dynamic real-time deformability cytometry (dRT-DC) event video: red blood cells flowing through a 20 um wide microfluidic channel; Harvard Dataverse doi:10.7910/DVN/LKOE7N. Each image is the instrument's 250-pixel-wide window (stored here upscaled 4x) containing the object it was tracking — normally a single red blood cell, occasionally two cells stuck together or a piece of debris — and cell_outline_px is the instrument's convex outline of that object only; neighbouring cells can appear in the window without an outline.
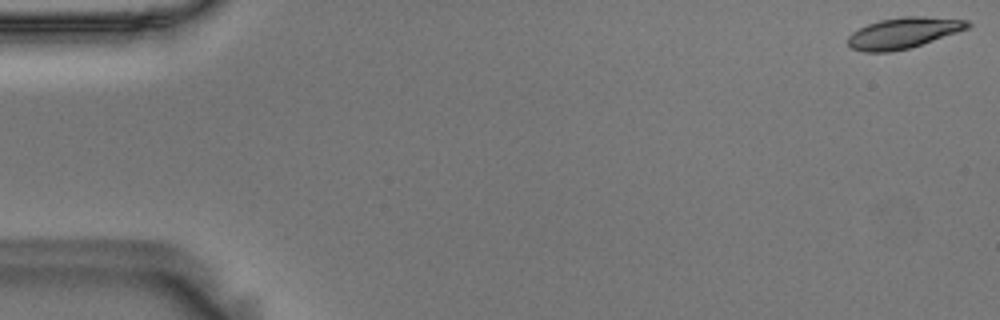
{"species": "Egyptian fruit bat (a non-hibernating species)", "species_latin": "Rousettus aegyptiacus", "temperature_condition": "room temperature", "stored_images_in_passage": 56, "camera_frame_rate_fps": 3000, "um_per_image_px": 0.085, "animal": {"sex": "male"}, "frame": {"image": 1, "passage_image": 1, "time_ms": 0.0, "image_size_px": [1000, 320], "cell_outline_px": [[972, 24], [968, 28], [908, 48], [892, 52], [864, 52], [852, 48], [848, 44], [848, 36], [852, 32], [868, 24], [880, 20], [904, 16], [920, 16], [968, 20]], "centroid_in_image_um": [76.76, 2.79], "position_along_channel_um": 8.2, "area_um2": 21.21}}
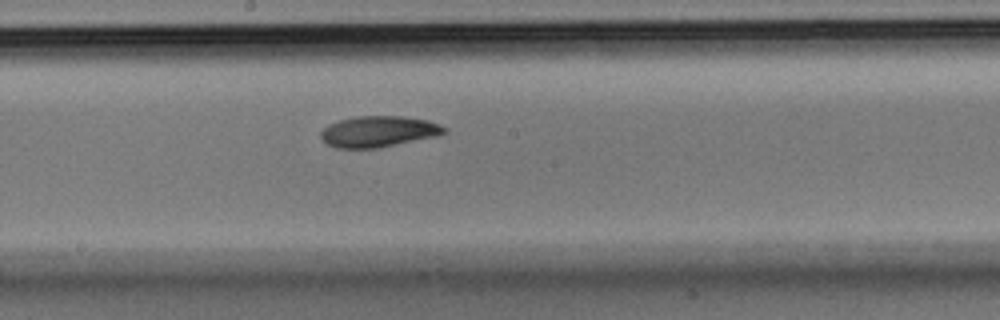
{"frame": {"image": 2, "passage_image": 30, "time_ms": 9.667, "image_size_px": [1000, 320], "cell_outline_px": [[448, 132], [436, 136], [380, 148], [336, 148], [328, 144], [320, 136], [320, 132], [328, 124], [340, 120], [356, 116], [400, 116], [428, 120], [448, 128]], "centroid_in_image_um": [32.19, 11.18], "position_along_channel_um": 216.0, "area_um2": 22.37}}
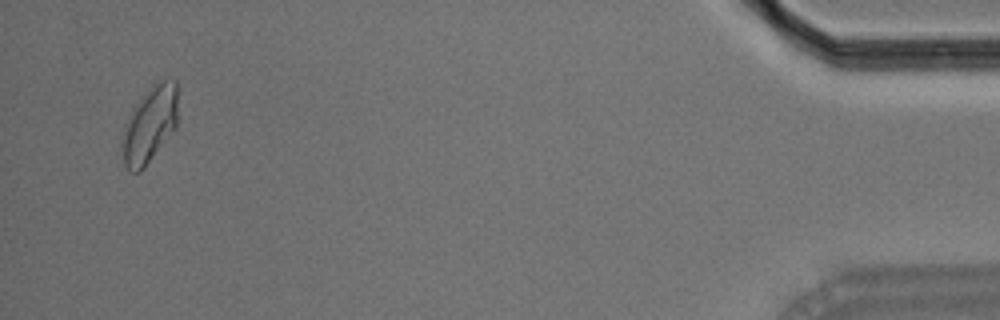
{"frame": {"image": 3, "passage_image": 54, "time_ms": 17.667, "image_size_px": [1000, 320], "cell_outline_px": [[176, 128], [144, 168], [140, 172], [132, 172], [124, 164], [120, 144], [120, 140], [124, 124], [132, 108], [144, 92], [156, 84], [164, 80], [176, 80]], "centroid_in_image_um": [12.67, 10.64], "position_along_channel_um": 422.5, "area_um2": 24.74}, "authors_computed_cell_mechanics": {"area_um2": 21.964, "velocity_mm_per_s": 3.5911, "shape_relaxation_time_tau1_ms": 4.8336, "shape_relaxation_time_tau2_ms": 6.8026, "deformation_change_tau1": 0.1251, "deformation_change_tau2": 0.1055}}